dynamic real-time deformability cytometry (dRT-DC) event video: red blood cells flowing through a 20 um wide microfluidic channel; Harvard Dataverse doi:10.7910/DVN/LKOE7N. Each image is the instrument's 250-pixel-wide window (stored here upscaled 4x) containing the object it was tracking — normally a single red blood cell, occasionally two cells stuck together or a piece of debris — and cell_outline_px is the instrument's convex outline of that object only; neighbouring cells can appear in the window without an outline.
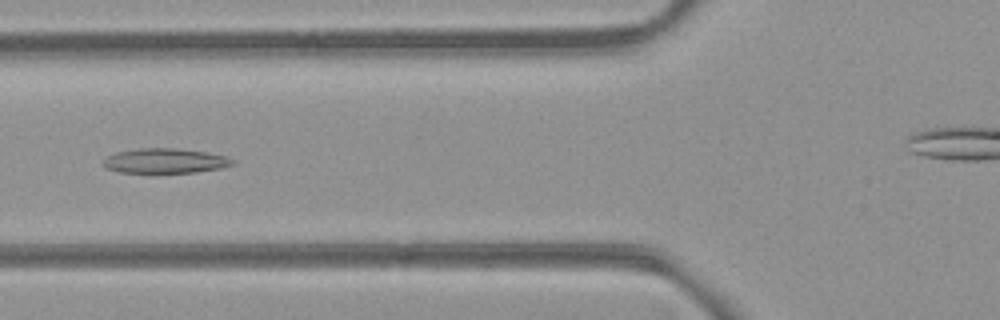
{"species": "common noctule bat (a hibernating species)", "species_latin": "Nyctalus noctula", "temperature_condition": "room temperature", "stored_images_in_passage": 54, "camera_frame_rate_fps": 3000, "um_per_image_px": 0.085, "animal": {"sex": "female", "body_mass_g": 21.9}, "frame": {"image": 1, "passage_image": 20, "time_ms": 6.333, "image_size_px": [1000, 320], "cell_outline_px": [[236, 160], [232, 164], [220, 168], [196, 172], [120, 172], [104, 168], [100, 164], [108, 156], [116, 152], [136, 148], [176, 148], [204, 152], [224, 156]], "centroid_in_image_um": [13.97, 13.66], "position_along_channel_um": 111.8, "area_um2": 18.55}}
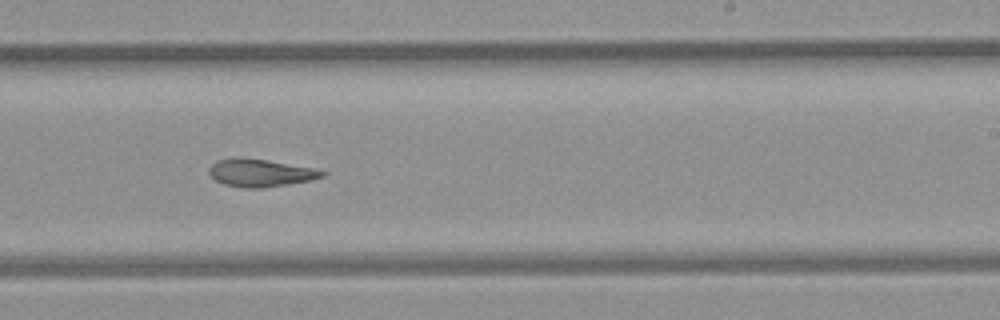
{"frame": {"image": 2, "passage_image": 32, "time_ms": 10.333, "image_size_px": [1000, 320], "cell_outline_px": [[328, 172], [324, 176], [312, 180], [288, 184], [260, 188], [244, 188], [224, 184], [216, 180], [208, 172], [208, 168], [216, 160], [236, 156], [244, 156], [268, 160], [312, 168]], "centroid_in_image_um": [22.1, 14.67], "position_along_channel_um": 266.9, "area_um2": 18.44}}
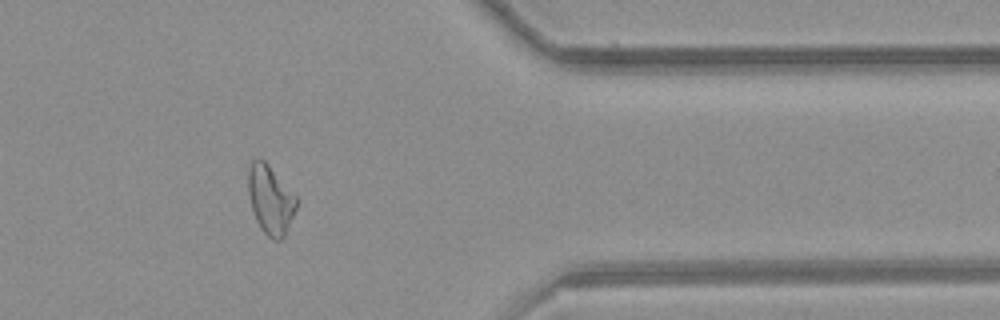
{"frame": {"image": 3, "passage_image": 43, "time_ms": 14.0, "image_size_px": [1000, 320], "cell_outline_px": [[300, 200], [284, 236], [280, 240], [272, 240], [260, 228], [256, 220], [252, 208], [248, 192], [248, 168], [252, 160], [256, 156], [260, 156], [268, 164]], "centroid_in_image_um": [22.99, 16.94], "position_along_channel_um": 388.4, "area_um2": 19.54}}